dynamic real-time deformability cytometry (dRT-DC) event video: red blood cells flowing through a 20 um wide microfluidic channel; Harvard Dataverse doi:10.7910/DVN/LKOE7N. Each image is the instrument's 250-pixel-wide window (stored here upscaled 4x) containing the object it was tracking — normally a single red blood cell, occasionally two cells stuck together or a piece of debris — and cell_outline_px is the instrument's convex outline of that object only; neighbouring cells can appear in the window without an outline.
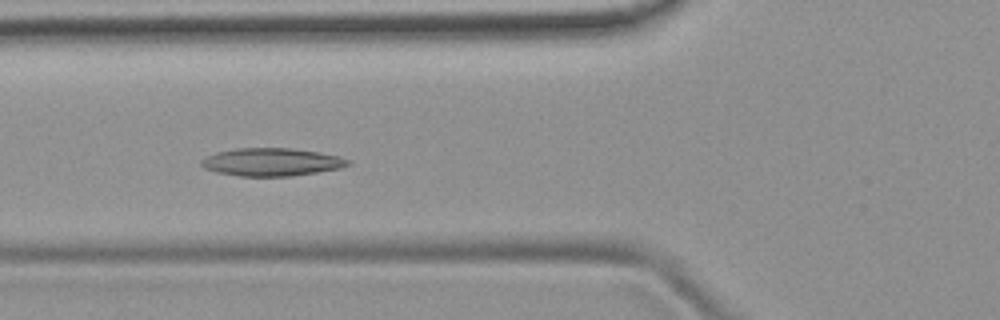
{"species": "common noctule bat (a hibernating species)", "species_latin": "Nyctalus noctula", "temperature_condition": "room temperature", "stored_images_in_passage": 52, "camera_frame_rate_fps": 3000, "um_per_image_px": 0.085, "animal": {"sex": "female", "body_mass_g": 19.9}, "frame": {"image": 1, "passage_image": 20, "time_ms": 6.333, "image_size_px": [1000, 320], "cell_outline_px": [[352, 164], [340, 168], [292, 176], [240, 176], [216, 172], [204, 168], [200, 164], [200, 160], [204, 156], [216, 152], [236, 148], [292, 148], [320, 152], [340, 156], [352, 160]], "centroid_in_image_um": [23.09, 13.76], "position_along_channel_um": 102.7, "area_um2": 24.1}}
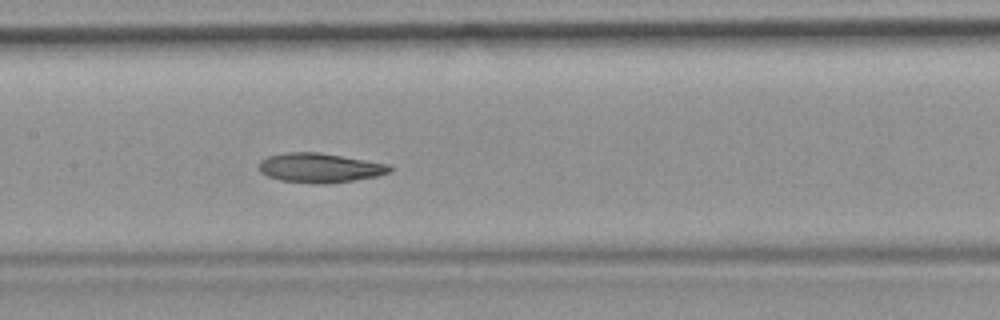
{"frame": {"image": 2, "passage_image": 26, "time_ms": 8.333, "image_size_px": [1000, 320], "cell_outline_px": [[392, 172], [376, 176], [356, 180], [324, 184], [320, 184], [280, 180], [268, 176], [260, 172], [260, 160], [268, 156], [284, 152], [320, 152], [388, 164], [392, 168]], "centroid_in_image_um": [27.19, 14.26], "position_along_channel_um": 180.2, "area_um2": 22.43}}
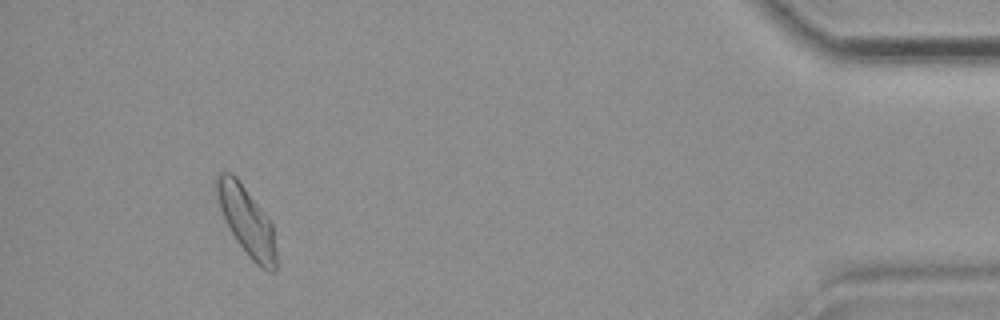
{"frame": {"image": 3, "passage_image": 49, "time_ms": 16.0, "image_size_px": [1000, 320], "cell_outline_px": [[276, 268], [272, 272], [268, 272], [260, 268], [248, 256], [236, 240], [220, 208], [212, 184], [216, 176], [220, 172], [232, 172], [236, 176], [272, 224], [276, 252]], "centroid_in_image_um": [20.93, 18.76], "position_along_channel_um": 414.3, "area_um2": 23.64}, "authors_computed_cell_mechanics": {"area_um2": 23.698, "velocity_mm_per_s": 3.8774, "shape_relaxation_time_tau1_ms": 8.91, "shape_relaxation_time_tau2_ms": 5.5944, "deformation_change_tau1": 0.1872, "deformation_change_tau2": 0.1089}}